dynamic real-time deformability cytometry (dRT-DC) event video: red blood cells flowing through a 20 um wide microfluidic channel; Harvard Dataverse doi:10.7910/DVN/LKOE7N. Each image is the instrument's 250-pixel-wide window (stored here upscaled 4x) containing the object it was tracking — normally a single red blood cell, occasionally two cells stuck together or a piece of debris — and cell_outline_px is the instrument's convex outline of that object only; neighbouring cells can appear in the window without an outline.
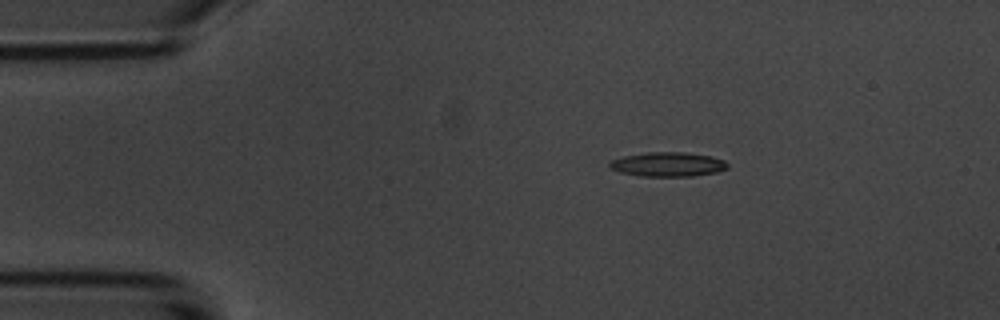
{"species": "common noctule bat (a hibernating species)", "species_latin": "Nyctalus noctula", "temperature_condition": "room temperature", "stored_images_in_passage": 46, "camera_frame_rate_fps": 3000, "um_per_image_px": 0.085, "animal": {"sex": "male", "body_mass_g": 20.1, "forearm_length_mm": 53.5}, "frame": {"image": 1, "passage_image": 1, "time_ms": 0.0, "image_size_px": [1000, 320], "cell_outline_px": [[728, 168], [716, 172], [692, 176], [640, 176], [620, 172], [612, 168], [608, 164], [612, 160], [624, 156], [648, 152], [684, 152], [708, 156], [724, 160], [728, 164]], "centroid_in_image_um": [56.77, 13.97], "position_along_channel_um": 28.2, "area_um2": 16.53}}
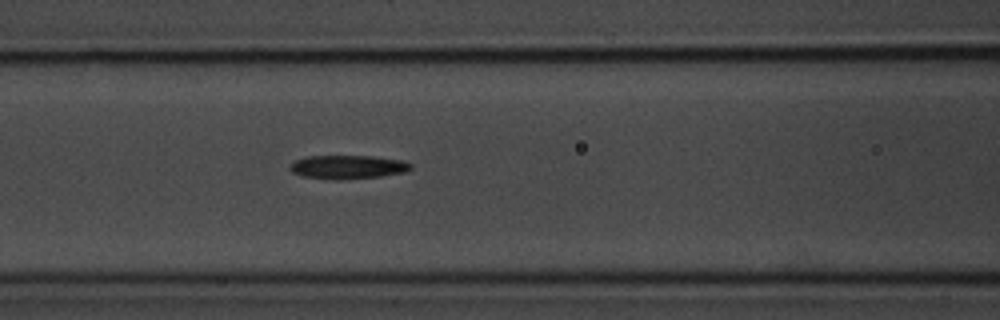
{"frame": {"image": 2, "passage_image": 14, "time_ms": 4.333, "image_size_px": [1000, 320], "cell_outline_px": [[412, 168], [404, 172], [380, 176], [340, 180], [336, 180], [304, 176], [292, 172], [288, 168], [296, 160], [308, 156], [372, 156], [404, 160], [412, 164]], "centroid_in_image_um": [29.59, 14.19], "position_along_channel_um": 137.0, "area_um2": 16.59}}
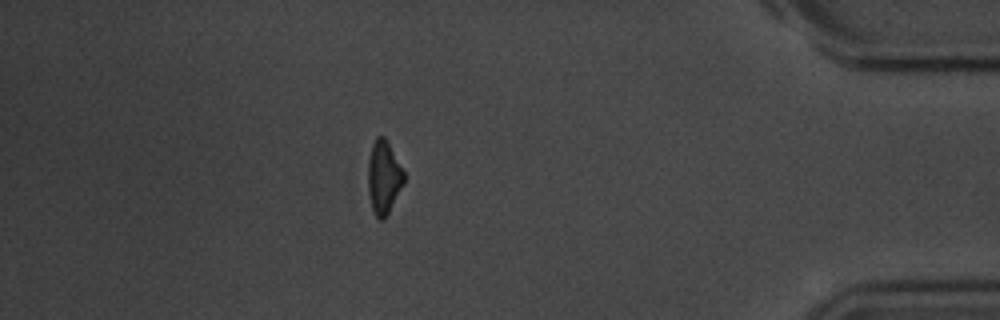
{"frame": {"image": 3, "passage_image": 39, "time_ms": 12.667, "image_size_px": [1000, 320], "cell_outline_px": [[404, 184], [384, 220], [380, 220], [376, 216], [372, 208], [368, 192], [368, 160], [372, 144], [376, 136], [384, 136], [404, 172]], "centroid_in_image_um": [32.6, 15.08], "position_along_channel_um": 402.6, "area_um2": 15.2}, "authors_computed_cell_mechanics": {"area_um2": 16.473, "velocity_mm_per_s": 3.715, "shape_relaxation_time_tau1_ms": 4.4286, "shape_relaxation_time_tau2_ms": 10.5538, "deformation_change_tau1": 0.1639, "deformation_change_tau2": 0.2687}}